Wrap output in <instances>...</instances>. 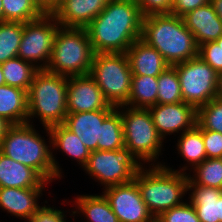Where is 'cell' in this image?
<instances>
[{
	"instance_id": "36",
	"label": "cell",
	"mask_w": 222,
	"mask_h": 222,
	"mask_svg": "<svg viewBox=\"0 0 222 222\" xmlns=\"http://www.w3.org/2000/svg\"><path fill=\"white\" fill-rule=\"evenodd\" d=\"M207 158H222V133L202 129Z\"/></svg>"
},
{
	"instance_id": "21",
	"label": "cell",
	"mask_w": 222,
	"mask_h": 222,
	"mask_svg": "<svg viewBox=\"0 0 222 222\" xmlns=\"http://www.w3.org/2000/svg\"><path fill=\"white\" fill-rule=\"evenodd\" d=\"M48 183L33 168L0 152V188H45Z\"/></svg>"
},
{
	"instance_id": "20",
	"label": "cell",
	"mask_w": 222,
	"mask_h": 222,
	"mask_svg": "<svg viewBox=\"0 0 222 222\" xmlns=\"http://www.w3.org/2000/svg\"><path fill=\"white\" fill-rule=\"evenodd\" d=\"M188 191L200 222H222V189L197 185L188 178Z\"/></svg>"
},
{
	"instance_id": "39",
	"label": "cell",
	"mask_w": 222,
	"mask_h": 222,
	"mask_svg": "<svg viewBox=\"0 0 222 222\" xmlns=\"http://www.w3.org/2000/svg\"><path fill=\"white\" fill-rule=\"evenodd\" d=\"M211 0H172L171 14L183 17L188 12L208 4Z\"/></svg>"
},
{
	"instance_id": "28",
	"label": "cell",
	"mask_w": 222,
	"mask_h": 222,
	"mask_svg": "<svg viewBox=\"0 0 222 222\" xmlns=\"http://www.w3.org/2000/svg\"><path fill=\"white\" fill-rule=\"evenodd\" d=\"M124 147L122 117L116 108L101 124L97 150L113 151Z\"/></svg>"
},
{
	"instance_id": "35",
	"label": "cell",
	"mask_w": 222,
	"mask_h": 222,
	"mask_svg": "<svg viewBox=\"0 0 222 222\" xmlns=\"http://www.w3.org/2000/svg\"><path fill=\"white\" fill-rule=\"evenodd\" d=\"M198 55L218 74L222 72V48L215 41L200 45Z\"/></svg>"
},
{
	"instance_id": "44",
	"label": "cell",
	"mask_w": 222,
	"mask_h": 222,
	"mask_svg": "<svg viewBox=\"0 0 222 222\" xmlns=\"http://www.w3.org/2000/svg\"><path fill=\"white\" fill-rule=\"evenodd\" d=\"M0 22H4V12L1 0H0Z\"/></svg>"
},
{
	"instance_id": "40",
	"label": "cell",
	"mask_w": 222,
	"mask_h": 222,
	"mask_svg": "<svg viewBox=\"0 0 222 222\" xmlns=\"http://www.w3.org/2000/svg\"><path fill=\"white\" fill-rule=\"evenodd\" d=\"M62 0H33V2L45 13L53 14Z\"/></svg>"
},
{
	"instance_id": "31",
	"label": "cell",
	"mask_w": 222,
	"mask_h": 222,
	"mask_svg": "<svg viewBox=\"0 0 222 222\" xmlns=\"http://www.w3.org/2000/svg\"><path fill=\"white\" fill-rule=\"evenodd\" d=\"M157 104H174L183 102L181 87L176 68L167 67L159 76H157Z\"/></svg>"
},
{
	"instance_id": "25",
	"label": "cell",
	"mask_w": 222,
	"mask_h": 222,
	"mask_svg": "<svg viewBox=\"0 0 222 222\" xmlns=\"http://www.w3.org/2000/svg\"><path fill=\"white\" fill-rule=\"evenodd\" d=\"M74 201L75 209L70 216L82 214L86 222H119L103 194L78 195Z\"/></svg>"
},
{
	"instance_id": "43",
	"label": "cell",
	"mask_w": 222,
	"mask_h": 222,
	"mask_svg": "<svg viewBox=\"0 0 222 222\" xmlns=\"http://www.w3.org/2000/svg\"><path fill=\"white\" fill-rule=\"evenodd\" d=\"M216 98L222 100V72L218 74Z\"/></svg>"
},
{
	"instance_id": "23",
	"label": "cell",
	"mask_w": 222,
	"mask_h": 222,
	"mask_svg": "<svg viewBox=\"0 0 222 222\" xmlns=\"http://www.w3.org/2000/svg\"><path fill=\"white\" fill-rule=\"evenodd\" d=\"M0 116L12 125L26 124L28 118L27 91L6 84L0 86Z\"/></svg>"
},
{
	"instance_id": "3",
	"label": "cell",
	"mask_w": 222,
	"mask_h": 222,
	"mask_svg": "<svg viewBox=\"0 0 222 222\" xmlns=\"http://www.w3.org/2000/svg\"><path fill=\"white\" fill-rule=\"evenodd\" d=\"M48 140L39 134L33 124L12 125L2 139L0 152L13 160L33 168L45 181L57 180L52 161L51 134L43 128ZM49 144H46V143ZM49 145V146H48ZM50 148V149H49Z\"/></svg>"
},
{
	"instance_id": "6",
	"label": "cell",
	"mask_w": 222,
	"mask_h": 222,
	"mask_svg": "<svg viewBox=\"0 0 222 222\" xmlns=\"http://www.w3.org/2000/svg\"><path fill=\"white\" fill-rule=\"evenodd\" d=\"M94 54L86 28L60 27L46 70L67 77L87 75Z\"/></svg>"
},
{
	"instance_id": "12",
	"label": "cell",
	"mask_w": 222,
	"mask_h": 222,
	"mask_svg": "<svg viewBox=\"0 0 222 222\" xmlns=\"http://www.w3.org/2000/svg\"><path fill=\"white\" fill-rule=\"evenodd\" d=\"M102 193L119 222H151L154 219L135 180L107 187Z\"/></svg>"
},
{
	"instance_id": "14",
	"label": "cell",
	"mask_w": 222,
	"mask_h": 222,
	"mask_svg": "<svg viewBox=\"0 0 222 222\" xmlns=\"http://www.w3.org/2000/svg\"><path fill=\"white\" fill-rule=\"evenodd\" d=\"M66 100L68 113L116 109L105 99L99 86L89 74L68 77Z\"/></svg>"
},
{
	"instance_id": "8",
	"label": "cell",
	"mask_w": 222,
	"mask_h": 222,
	"mask_svg": "<svg viewBox=\"0 0 222 222\" xmlns=\"http://www.w3.org/2000/svg\"><path fill=\"white\" fill-rule=\"evenodd\" d=\"M89 75L110 105L127 103L133 74L126 53L94 54Z\"/></svg>"
},
{
	"instance_id": "33",
	"label": "cell",
	"mask_w": 222,
	"mask_h": 222,
	"mask_svg": "<svg viewBox=\"0 0 222 222\" xmlns=\"http://www.w3.org/2000/svg\"><path fill=\"white\" fill-rule=\"evenodd\" d=\"M196 124L201 129L222 133V100L214 98L198 107Z\"/></svg>"
},
{
	"instance_id": "11",
	"label": "cell",
	"mask_w": 222,
	"mask_h": 222,
	"mask_svg": "<svg viewBox=\"0 0 222 222\" xmlns=\"http://www.w3.org/2000/svg\"><path fill=\"white\" fill-rule=\"evenodd\" d=\"M60 27L53 14H43L38 19L23 23L18 57L33 64L39 70H46Z\"/></svg>"
},
{
	"instance_id": "7",
	"label": "cell",
	"mask_w": 222,
	"mask_h": 222,
	"mask_svg": "<svg viewBox=\"0 0 222 222\" xmlns=\"http://www.w3.org/2000/svg\"><path fill=\"white\" fill-rule=\"evenodd\" d=\"M116 108L122 117L124 146L142 165L150 162L149 165H163L157 159L162 155L164 140L154 126L149 109L125 105Z\"/></svg>"
},
{
	"instance_id": "38",
	"label": "cell",
	"mask_w": 222,
	"mask_h": 222,
	"mask_svg": "<svg viewBox=\"0 0 222 222\" xmlns=\"http://www.w3.org/2000/svg\"><path fill=\"white\" fill-rule=\"evenodd\" d=\"M48 206L44 205V207L27 222H67V213L64 210L57 209L53 206L50 207V205Z\"/></svg>"
},
{
	"instance_id": "4",
	"label": "cell",
	"mask_w": 222,
	"mask_h": 222,
	"mask_svg": "<svg viewBox=\"0 0 222 222\" xmlns=\"http://www.w3.org/2000/svg\"><path fill=\"white\" fill-rule=\"evenodd\" d=\"M148 166L144 165L134 180L148 210L157 218L162 212L184 203L188 174L170 170L164 165Z\"/></svg>"
},
{
	"instance_id": "27",
	"label": "cell",
	"mask_w": 222,
	"mask_h": 222,
	"mask_svg": "<svg viewBox=\"0 0 222 222\" xmlns=\"http://www.w3.org/2000/svg\"><path fill=\"white\" fill-rule=\"evenodd\" d=\"M6 85L18 87L28 92L35 74L39 71L33 64L16 57L1 63Z\"/></svg>"
},
{
	"instance_id": "45",
	"label": "cell",
	"mask_w": 222,
	"mask_h": 222,
	"mask_svg": "<svg viewBox=\"0 0 222 222\" xmlns=\"http://www.w3.org/2000/svg\"><path fill=\"white\" fill-rule=\"evenodd\" d=\"M3 85H5V80L2 73V66L0 64V86H3Z\"/></svg>"
},
{
	"instance_id": "47",
	"label": "cell",
	"mask_w": 222,
	"mask_h": 222,
	"mask_svg": "<svg viewBox=\"0 0 222 222\" xmlns=\"http://www.w3.org/2000/svg\"><path fill=\"white\" fill-rule=\"evenodd\" d=\"M151 222H159L157 218H154Z\"/></svg>"
},
{
	"instance_id": "17",
	"label": "cell",
	"mask_w": 222,
	"mask_h": 222,
	"mask_svg": "<svg viewBox=\"0 0 222 222\" xmlns=\"http://www.w3.org/2000/svg\"><path fill=\"white\" fill-rule=\"evenodd\" d=\"M114 110L68 113L63 125L76 134L90 151H96L100 140L101 124Z\"/></svg>"
},
{
	"instance_id": "24",
	"label": "cell",
	"mask_w": 222,
	"mask_h": 222,
	"mask_svg": "<svg viewBox=\"0 0 222 222\" xmlns=\"http://www.w3.org/2000/svg\"><path fill=\"white\" fill-rule=\"evenodd\" d=\"M178 138L176 149L178 154L185 159L187 164L185 163V166H182L181 169L177 170L165 165V163H163V165L170 170L187 173L186 170H190L188 167H191L192 171L196 165H199L205 159H207L206 150L202 139V129L196 124L192 129L179 134Z\"/></svg>"
},
{
	"instance_id": "26",
	"label": "cell",
	"mask_w": 222,
	"mask_h": 222,
	"mask_svg": "<svg viewBox=\"0 0 222 222\" xmlns=\"http://www.w3.org/2000/svg\"><path fill=\"white\" fill-rule=\"evenodd\" d=\"M157 76L133 75L131 91L125 106L149 108L157 104Z\"/></svg>"
},
{
	"instance_id": "1",
	"label": "cell",
	"mask_w": 222,
	"mask_h": 222,
	"mask_svg": "<svg viewBox=\"0 0 222 222\" xmlns=\"http://www.w3.org/2000/svg\"><path fill=\"white\" fill-rule=\"evenodd\" d=\"M142 20L135 0H110L86 27L94 53H126L141 38Z\"/></svg>"
},
{
	"instance_id": "41",
	"label": "cell",
	"mask_w": 222,
	"mask_h": 222,
	"mask_svg": "<svg viewBox=\"0 0 222 222\" xmlns=\"http://www.w3.org/2000/svg\"><path fill=\"white\" fill-rule=\"evenodd\" d=\"M12 126L10 122H8L5 118L0 116V145L2 143V139L5 137L7 130Z\"/></svg>"
},
{
	"instance_id": "19",
	"label": "cell",
	"mask_w": 222,
	"mask_h": 222,
	"mask_svg": "<svg viewBox=\"0 0 222 222\" xmlns=\"http://www.w3.org/2000/svg\"><path fill=\"white\" fill-rule=\"evenodd\" d=\"M49 131L51 134L52 161L55 167L56 176L59 180L62 178L63 172L61 171L63 170H61L59 162L56 161L57 157L53 155L54 150H56V152L57 150L59 152L62 151V153L64 152L65 155L74 159L78 166L81 165L80 167L83 168L88 161L91 151L83 144L80 138L67 129L63 124L52 126L49 128Z\"/></svg>"
},
{
	"instance_id": "9",
	"label": "cell",
	"mask_w": 222,
	"mask_h": 222,
	"mask_svg": "<svg viewBox=\"0 0 222 222\" xmlns=\"http://www.w3.org/2000/svg\"><path fill=\"white\" fill-rule=\"evenodd\" d=\"M142 167L138 159L124 146L113 151H91L82 169L105 189L133 181Z\"/></svg>"
},
{
	"instance_id": "29",
	"label": "cell",
	"mask_w": 222,
	"mask_h": 222,
	"mask_svg": "<svg viewBox=\"0 0 222 222\" xmlns=\"http://www.w3.org/2000/svg\"><path fill=\"white\" fill-rule=\"evenodd\" d=\"M22 35V22H0V64L18 57Z\"/></svg>"
},
{
	"instance_id": "42",
	"label": "cell",
	"mask_w": 222,
	"mask_h": 222,
	"mask_svg": "<svg viewBox=\"0 0 222 222\" xmlns=\"http://www.w3.org/2000/svg\"><path fill=\"white\" fill-rule=\"evenodd\" d=\"M210 2L214 6L217 15L222 20V0H211Z\"/></svg>"
},
{
	"instance_id": "30",
	"label": "cell",
	"mask_w": 222,
	"mask_h": 222,
	"mask_svg": "<svg viewBox=\"0 0 222 222\" xmlns=\"http://www.w3.org/2000/svg\"><path fill=\"white\" fill-rule=\"evenodd\" d=\"M192 170L187 174L193 183L222 189V158H207Z\"/></svg>"
},
{
	"instance_id": "18",
	"label": "cell",
	"mask_w": 222,
	"mask_h": 222,
	"mask_svg": "<svg viewBox=\"0 0 222 222\" xmlns=\"http://www.w3.org/2000/svg\"><path fill=\"white\" fill-rule=\"evenodd\" d=\"M185 26L194 34L197 46L216 41L222 36V20L211 2L198 7L182 17Z\"/></svg>"
},
{
	"instance_id": "5",
	"label": "cell",
	"mask_w": 222,
	"mask_h": 222,
	"mask_svg": "<svg viewBox=\"0 0 222 222\" xmlns=\"http://www.w3.org/2000/svg\"><path fill=\"white\" fill-rule=\"evenodd\" d=\"M67 87V76L39 70L27 92V123L32 124L35 117L39 119L43 127L50 128L63 124L68 114Z\"/></svg>"
},
{
	"instance_id": "37",
	"label": "cell",
	"mask_w": 222,
	"mask_h": 222,
	"mask_svg": "<svg viewBox=\"0 0 222 222\" xmlns=\"http://www.w3.org/2000/svg\"><path fill=\"white\" fill-rule=\"evenodd\" d=\"M143 17L152 14H170L172 0H135Z\"/></svg>"
},
{
	"instance_id": "22",
	"label": "cell",
	"mask_w": 222,
	"mask_h": 222,
	"mask_svg": "<svg viewBox=\"0 0 222 222\" xmlns=\"http://www.w3.org/2000/svg\"><path fill=\"white\" fill-rule=\"evenodd\" d=\"M133 75L159 76L170 65L164 57L141 38L126 52Z\"/></svg>"
},
{
	"instance_id": "2",
	"label": "cell",
	"mask_w": 222,
	"mask_h": 222,
	"mask_svg": "<svg viewBox=\"0 0 222 222\" xmlns=\"http://www.w3.org/2000/svg\"><path fill=\"white\" fill-rule=\"evenodd\" d=\"M141 39L154 47L170 66L198 56L194 34L182 17L171 13L143 17Z\"/></svg>"
},
{
	"instance_id": "46",
	"label": "cell",
	"mask_w": 222,
	"mask_h": 222,
	"mask_svg": "<svg viewBox=\"0 0 222 222\" xmlns=\"http://www.w3.org/2000/svg\"><path fill=\"white\" fill-rule=\"evenodd\" d=\"M215 42L222 48V36H220Z\"/></svg>"
},
{
	"instance_id": "10",
	"label": "cell",
	"mask_w": 222,
	"mask_h": 222,
	"mask_svg": "<svg viewBox=\"0 0 222 222\" xmlns=\"http://www.w3.org/2000/svg\"><path fill=\"white\" fill-rule=\"evenodd\" d=\"M173 66L179 78L183 102L197 109L216 98L218 73L199 55Z\"/></svg>"
},
{
	"instance_id": "32",
	"label": "cell",
	"mask_w": 222,
	"mask_h": 222,
	"mask_svg": "<svg viewBox=\"0 0 222 222\" xmlns=\"http://www.w3.org/2000/svg\"><path fill=\"white\" fill-rule=\"evenodd\" d=\"M4 21L26 23L45 14L33 0H1Z\"/></svg>"
},
{
	"instance_id": "13",
	"label": "cell",
	"mask_w": 222,
	"mask_h": 222,
	"mask_svg": "<svg viewBox=\"0 0 222 222\" xmlns=\"http://www.w3.org/2000/svg\"><path fill=\"white\" fill-rule=\"evenodd\" d=\"M148 109L154 126L163 140L167 138L165 136L182 134L196 125L197 109L185 102L156 104Z\"/></svg>"
},
{
	"instance_id": "16",
	"label": "cell",
	"mask_w": 222,
	"mask_h": 222,
	"mask_svg": "<svg viewBox=\"0 0 222 222\" xmlns=\"http://www.w3.org/2000/svg\"><path fill=\"white\" fill-rule=\"evenodd\" d=\"M45 188H0V208L26 222L44 206L38 202Z\"/></svg>"
},
{
	"instance_id": "34",
	"label": "cell",
	"mask_w": 222,
	"mask_h": 222,
	"mask_svg": "<svg viewBox=\"0 0 222 222\" xmlns=\"http://www.w3.org/2000/svg\"><path fill=\"white\" fill-rule=\"evenodd\" d=\"M157 220L159 222H200L195 208L189 201L162 212Z\"/></svg>"
},
{
	"instance_id": "15",
	"label": "cell",
	"mask_w": 222,
	"mask_h": 222,
	"mask_svg": "<svg viewBox=\"0 0 222 222\" xmlns=\"http://www.w3.org/2000/svg\"><path fill=\"white\" fill-rule=\"evenodd\" d=\"M110 0H62L53 12L61 27L86 28Z\"/></svg>"
}]
</instances>
